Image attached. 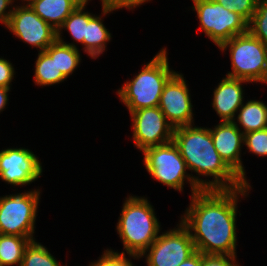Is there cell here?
I'll use <instances>...</instances> for the list:
<instances>
[{"label": "cell", "mask_w": 267, "mask_h": 266, "mask_svg": "<svg viewBox=\"0 0 267 266\" xmlns=\"http://www.w3.org/2000/svg\"><path fill=\"white\" fill-rule=\"evenodd\" d=\"M250 189V183H246L235 189H202L190 196L189 207L179 222L189 230L196 251L237 256L238 200L248 197Z\"/></svg>", "instance_id": "6da1fadb"}, {"label": "cell", "mask_w": 267, "mask_h": 266, "mask_svg": "<svg viewBox=\"0 0 267 266\" xmlns=\"http://www.w3.org/2000/svg\"><path fill=\"white\" fill-rule=\"evenodd\" d=\"M192 125L174 128L173 142L189 171L196 173L194 182L201 189H235L246 184L220 157L208 127ZM198 175V176H197ZM210 177L203 180L199 177Z\"/></svg>", "instance_id": "7a4b0ae2"}, {"label": "cell", "mask_w": 267, "mask_h": 266, "mask_svg": "<svg viewBox=\"0 0 267 266\" xmlns=\"http://www.w3.org/2000/svg\"><path fill=\"white\" fill-rule=\"evenodd\" d=\"M116 224L124 252L141 256L157 239L161 225L148 198L127 195Z\"/></svg>", "instance_id": "3957f363"}, {"label": "cell", "mask_w": 267, "mask_h": 266, "mask_svg": "<svg viewBox=\"0 0 267 266\" xmlns=\"http://www.w3.org/2000/svg\"><path fill=\"white\" fill-rule=\"evenodd\" d=\"M167 54V49L162 47L132 80H127L117 90L116 93L129 114L135 110L159 105L165 84L176 73L169 66Z\"/></svg>", "instance_id": "277c9868"}, {"label": "cell", "mask_w": 267, "mask_h": 266, "mask_svg": "<svg viewBox=\"0 0 267 266\" xmlns=\"http://www.w3.org/2000/svg\"><path fill=\"white\" fill-rule=\"evenodd\" d=\"M229 49L231 72L226 76L250 83L267 84V46L249 32L236 35L218 47Z\"/></svg>", "instance_id": "5b68a950"}, {"label": "cell", "mask_w": 267, "mask_h": 266, "mask_svg": "<svg viewBox=\"0 0 267 266\" xmlns=\"http://www.w3.org/2000/svg\"><path fill=\"white\" fill-rule=\"evenodd\" d=\"M142 154L146 171L156 181L180 193L183 192V186L188 181L191 187L190 196L202 190L194 182L193 174L187 173L186 163L173 140L146 148Z\"/></svg>", "instance_id": "8992f818"}, {"label": "cell", "mask_w": 267, "mask_h": 266, "mask_svg": "<svg viewBox=\"0 0 267 266\" xmlns=\"http://www.w3.org/2000/svg\"><path fill=\"white\" fill-rule=\"evenodd\" d=\"M40 189L0 196V234L18 235L36 240L35 222Z\"/></svg>", "instance_id": "52a82bcc"}, {"label": "cell", "mask_w": 267, "mask_h": 266, "mask_svg": "<svg viewBox=\"0 0 267 266\" xmlns=\"http://www.w3.org/2000/svg\"><path fill=\"white\" fill-rule=\"evenodd\" d=\"M200 29L219 47L236 35L248 32V22L239 14L229 11L213 0H192Z\"/></svg>", "instance_id": "ba28073f"}, {"label": "cell", "mask_w": 267, "mask_h": 266, "mask_svg": "<svg viewBox=\"0 0 267 266\" xmlns=\"http://www.w3.org/2000/svg\"><path fill=\"white\" fill-rule=\"evenodd\" d=\"M176 227L159 234L141 255L147 266H179L196 252L189 230L181 222Z\"/></svg>", "instance_id": "9c48e42d"}, {"label": "cell", "mask_w": 267, "mask_h": 266, "mask_svg": "<svg viewBox=\"0 0 267 266\" xmlns=\"http://www.w3.org/2000/svg\"><path fill=\"white\" fill-rule=\"evenodd\" d=\"M5 27L17 39L36 47L39 52L45 51L57 39V30L40 18L26 3H21L20 6L15 4Z\"/></svg>", "instance_id": "30bf717a"}, {"label": "cell", "mask_w": 267, "mask_h": 266, "mask_svg": "<svg viewBox=\"0 0 267 266\" xmlns=\"http://www.w3.org/2000/svg\"><path fill=\"white\" fill-rule=\"evenodd\" d=\"M132 139L137 150L162 145L173 140L174 127L167 121L160 108L151 107L130 113Z\"/></svg>", "instance_id": "8fae6325"}, {"label": "cell", "mask_w": 267, "mask_h": 266, "mask_svg": "<svg viewBox=\"0 0 267 266\" xmlns=\"http://www.w3.org/2000/svg\"><path fill=\"white\" fill-rule=\"evenodd\" d=\"M30 149L5 148L0 151V179L11 186H25L42 176V162Z\"/></svg>", "instance_id": "7c38bea8"}, {"label": "cell", "mask_w": 267, "mask_h": 266, "mask_svg": "<svg viewBox=\"0 0 267 266\" xmlns=\"http://www.w3.org/2000/svg\"><path fill=\"white\" fill-rule=\"evenodd\" d=\"M190 90L182 73L178 71L167 81L158 107L174 127L194 125Z\"/></svg>", "instance_id": "4fadbf2b"}, {"label": "cell", "mask_w": 267, "mask_h": 266, "mask_svg": "<svg viewBox=\"0 0 267 266\" xmlns=\"http://www.w3.org/2000/svg\"><path fill=\"white\" fill-rule=\"evenodd\" d=\"M214 147L226 164L246 183L245 167L241 159V149L244 145L243 132L233 121L219 122L210 128Z\"/></svg>", "instance_id": "5bb4252c"}, {"label": "cell", "mask_w": 267, "mask_h": 266, "mask_svg": "<svg viewBox=\"0 0 267 266\" xmlns=\"http://www.w3.org/2000/svg\"><path fill=\"white\" fill-rule=\"evenodd\" d=\"M248 81L226 76L213 91L212 107L220 118V122L233 121L237 110L244 103L243 84Z\"/></svg>", "instance_id": "9a60e30c"}, {"label": "cell", "mask_w": 267, "mask_h": 266, "mask_svg": "<svg viewBox=\"0 0 267 266\" xmlns=\"http://www.w3.org/2000/svg\"><path fill=\"white\" fill-rule=\"evenodd\" d=\"M83 1L84 0H21V2L29 4L40 18L56 30H58L65 19Z\"/></svg>", "instance_id": "2e32d148"}, {"label": "cell", "mask_w": 267, "mask_h": 266, "mask_svg": "<svg viewBox=\"0 0 267 266\" xmlns=\"http://www.w3.org/2000/svg\"><path fill=\"white\" fill-rule=\"evenodd\" d=\"M116 11L112 8H102L101 15H94L86 25L85 36L83 37V51L92 59L99 58L106 50V44L111 41V33L103 23V16Z\"/></svg>", "instance_id": "e0dca14e"}, {"label": "cell", "mask_w": 267, "mask_h": 266, "mask_svg": "<svg viewBox=\"0 0 267 266\" xmlns=\"http://www.w3.org/2000/svg\"><path fill=\"white\" fill-rule=\"evenodd\" d=\"M67 78L58 71L56 65V40L45 50L38 51L35 61L34 83L37 86H52Z\"/></svg>", "instance_id": "ac0fdd59"}, {"label": "cell", "mask_w": 267, "mask_h": 266, "mask_svg": "<svg viewBox=\"0 0 267 266\" xmlns=\"http://www.w3.org/2000/svg\"><path fill=\"white\" fill-rule=\"evenodd\" d=\"M236 114L233 123L240 130L243 128V134L267 128V104L263 100L250 99L244 102Z\"/></svg>", "instance_id": "d6986e66"}, {"label": "cell", "mask_w": 267, "mask_h": 266, "mask_svg": "<svg viewBox=\"0 0 267 266\" xmlns=\"http://www.w3.org/2000/svg\"><path fill=\"white\" fill-rule=\"evenodd\" d=\"M88 1L91 0H84L65 19L63 24L57 30V40L75 48L78 47L77 45H75L76 43H74V41L83 45V37L85 36L86 25L88 24V21L95 15L88 11H85V9L87 8L86 5L89 3ZM63 29L67 30L70 33L71 38L74 39L73 43L64 41V39L62 38Z\"/></svg>", "instance_id": "ffe728a7"}, {"label": "cell", "mask_w": 267, "mask_h": 266, "mask_svg": "<svg viewBox=\"0 0 267 266\" xmlns=\"http://www.w3.org/2000/svg\"><path fill=\"white\" fill-rule=\"evenodd\" d=\"M30 241L28 237L0 234V266H21L24 250Z\"/></svg>", "instance_id": "44dd1931"}, {"label": "cell", "mask_w": 267, "mask_h": 266, "mask_svg": "<svg viewBox=\"0 0 267 266\" xmlns=\"http://www.w3.org/2000/svg\"><path fill=\"white\" fill-rule=\"evenodd\" d=\"M59 263L45 246L32 240L24 250L21 266H65Z\"/></svg>", "instance_id": "7402d4cb"}, {"label": "cell", "mask_w": 267, "mask_h": 266, "mask_svg": "<svg viewBox=\"0 0 267 266\" xmlns=\"http://www.w3.org/2000/svg\"><path fill=\"white\" fill-rule=\"evenodd\" d=\"M81 55L78 48L64 44L56 39V65L58 71L68 78L78 68Z\"/></svg>", "instance_id": "603a6c76"}, {"label": "cell", "mask_w": 267, "mask_h": 266, "mask_svg": "<svg viewBox=\"0 0 267 266\" xmlns=\"http://www.w3.org/2000/svg\"><path fill=\"white\" fill-rule=\"evenodd\" d=\"M248 32L267 46V0H259L248 22Z\"/></svg>", "instance_id": "cb8c5ba5"}, {"label": "cell", "mask_w": 267, "mask_h": 266, "mask_svg": "<svg viewBox=\"0 0 267 266\" xmlns=\"http://www.w3.org/2000/svg\"><path fill=\"white\" fill-rule=\"evenodd\" d=\"M103 252L101 257L91 262L89 266H136L131 261V257L136 260L141 258V256L133 254H127L128 256H126L125 253L113 251V249H106Z\"/></svg>", "instance_id": "d4e9b609"}, {"label": "cell", "mask_w": 267, "mask_h": 266, "mask_svg": "<svg viewBox=\"0 0 267 266\" xmlns=\"http://www.w3.org/2000/svg\"><path fill=\"white\" fill-rule=\"evenodd\" d=\"M244 145L246 149L256 155L261 157L267 156V128L257 131H251L244 134Z\"/></svg>", "instance_id": "484cf974"}, {"label": "cell", "mask_w": 267, "mask_h": 266, "mask_svg": "<svg viewBox=\"0 0 267 266\" xmlns=\"http://www.w3.org/2000/svg\"><path fill=\"white\" fill-rule=\"evenodd\" d=\"M229 11L235 12L242 16L247 22L251 20L259 0H213Z\"/></svg>", "instance_id": "4316f807"}, {"label": "cell", "mask_w": 267, "mask_h": 266, "mask_svg": "<svg viewBox=\"0 0 267 266\" xmlns=\"http://www.w3.org/2000/svg\"><path fill=\"white\" fill-rule=\"evenodd\" d=\"M236 260L237 256L202 254V266H239Z\"/></svg>", "instance_id": "83f0119b"}, {"label": "cell", "mask_w": 267, "mask_h": 266, "mask_svg": "<svg viewBox=\"0 0 267 266\" xmlns=\"http://www.w3.org/2000/svg\"><path fill=\"white\" fill-rule=\"evenodd\" d=\"M102 8H112L115 10L126 8L127 10H133L145 2L148 3L151 0H100Z\"/></svg>", "instance_id": "f1b7e54d"}, {"label": "cell", "mask_w": 267, "mask_h": 266, "mask_svg": "<svg viewBox=\"0 0 267 266\" xmlns=\"http://www.w3.org/2000/svg\"><path fill=\"white\" fill-rule=\"evenodd\" d=\"M15 75L14 66L9 60L0 58V86L11 88V82Z\"/></svg>", "instance_id": "f546056e"}, {"label": "cell", "mask_w": 267, "mask_h": 266, "mask_svg": "<svg viewBox=\"0 0 267 266\" xmlns=\"http://www.w3.org/2000/svg\"><path fill=\"white\" fill-rule=\"evenodd\" d=\"M16 0H0V23L7 25L11 13L13 12L14 6L13 3ZM11 7V9H9Z\"/></svg>", "instance_id": "4dcf8cb0"}, {"label": "cell", "mask_w": 267, "mask_h": 266, "mask_svg": "<svg viewBox=\"0 0 267 266\" xmlns=\"http://www.w3.org/2000/svg\"><path fill=\"white\" fill-rule=\"evenodd\" d=\"M179 266H202V253L196 251L187 260L183 261Z\"/></svg>", "instance_id": "1f68e13d"}, {"label": "cell", "mask_w": 267, "mask_h": 266, "mask_svg": "<svg viewBox=\"0 0 267 266\" xmlns=\"http://www.w3.org/2000/svg\"><path fill=\"white\" fill-rule=\"evenodd\" d=\"M11 88H7V87H1L0 86V113L2 111H4V109L6 108L7 104H8V92H10Z\"/></svg>", "instance_id": "d6a6232c"}]
</instances>
